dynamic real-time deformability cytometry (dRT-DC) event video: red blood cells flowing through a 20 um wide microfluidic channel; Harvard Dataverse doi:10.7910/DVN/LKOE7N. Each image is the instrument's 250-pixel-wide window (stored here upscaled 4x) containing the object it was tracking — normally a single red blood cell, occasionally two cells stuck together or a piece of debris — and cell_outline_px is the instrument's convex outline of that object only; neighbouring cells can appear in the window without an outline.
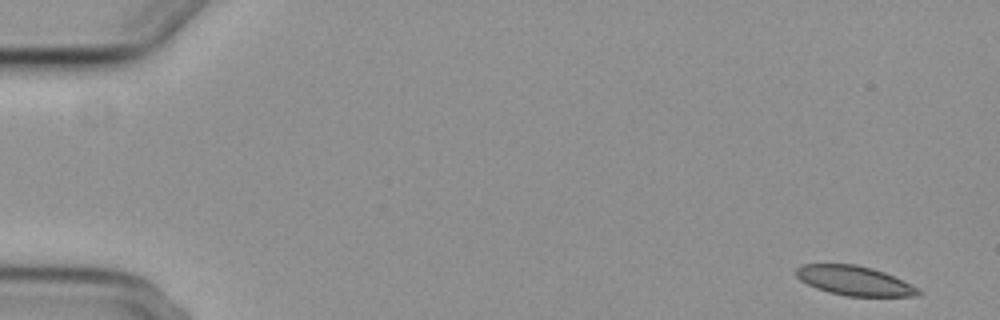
{"species": "common noctule bat (a hibernating species)", "species_latin": "Nyctalus noctula", "temperature_condition": "cold", "stored_images_in_passage": 4, "camera_frame_rate_fps": 3000, "um_per_image_px": 0.085, "animal": {"sex": "female", "body_mass_g": 29.2, "forearm_length_mm": 56.3}, "frame": {"image": 1, "passage_image": 1, "time_ms": 0.0, "image_size_px": [1000, 320], "cell_outline_px": [[920, 296], [844, 296], [828, 292], [816, 288], [800, 280], [796, 276], [796, 268], [800, 264], [856, 264], [872, 268], [884, 272], [912, 284], [920, 288]], "centroid_in_image_um": [72.63, 23.86], "position_along_channel_um": 12.4, "area_um2": 21.1}}